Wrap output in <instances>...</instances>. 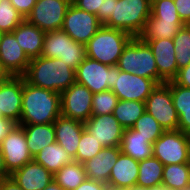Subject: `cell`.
I'll return each mask as SVG.
<instances>
[{"label":"cell","instance_id":"5","mask_svg":"<svg viewBox=\"0 0 190 190\" xmlns=\"http://www.w3.org/2000/svg\"><path fill=\"white\" fill-rule=\"evenodd\" d=\"M150 0H114L110 18L103 24L137 37L151 15Z\"/></svg>","mask_w":190,"mask_h":190},{"label":"cell","instance_id":"10","mask_svg":"<svg viewBox=\"0 0 190 190\" xmlns=\"http://www.w3.org/2000/svg\"><path fill=\"white\" fill-rule=\"evenodd\" d=\"M72 0H37L26 20L44 32L62 29Z\"/></svg>","mask_w":190,"mask_h":190},{"label":"cell","instance_id":"20","mask_svg":"<svg viewBox=\"0 0 190 190\" xmlns=\"http://www.w3.org/2000/svg\"><path fill=\"white\" fill-rule=\"evenodd\" d=\"M22 190H44L53 181V174L34 160L10 175Z\"/></svg>","mask_w":190,"mask_h":190},{"label":"cell","instance_id":"51","mask_svg":"<svg viewBox=\"0 0 190 190\" xmlns=\"http://www.w3.org/2000/svg\"><path fill=\"white\" fill-rule=\"evenodd\" d=\"M44 190H63L54 180Z\"/></svg>","mask_w":190,"mask_h":190},{"label":"cell","instance_id":"25","mask_svg":"<svg viewBox=\"0 0 190 190\" xmlns=\"http://www.w3.org/2000/svg\"><path fill=\"white\" fill-rule=\"evenodd\" d=\"M120 148L123 154L137 161H142L153 156V144L147 138L139 135V132L133 128L124 129Z\"/></svg>","mask_w":190,"mask_h":190},{"label":"cell","instance_id":"52","mask_svg":"<svg viewBox=\"0 0 190 190\" xmlns=\"http://www.w3.org/2000/svg\"><path fill=\"white\" fill-rule=\"evenodd\" d=\"M190 168V137H189V143L187 146V162H186Z\"/></svg>","mask_w":190,"mask_h":190},{"label":"cell","instance_id":"39","mask_svg":"<svg viewBox=\"0 0 190 190\" xmlns=\"http://www.w3.org/2000/svg\"><path fill=\"white\" fill-rule=\"evenodd\" d=\"M72 3L81 10L97 15L102 10L103 0H72Z\"/></svg>","mask_w":190,"mask_h":190},{"label":"cell","instance_id":"45","mask_svg":"<svg viewBox=\"0 0 190 190\" xmlns=\"http://www.w3.org/2000/svg\"><path fill=\"white\" fill-rule=\"evenodd\" d=\"M107 188V184L87 178L78 188L74 190H107Z\"/></svg>","mask_w":190,"mask_h":190},{"label":"cell","instance_id":"37","mask_svg":"<svg viewBox=\"0 0 190 190\" xmlns=\"http://www.w3.org/2000/svg\"><path fill=\"white\" fill-rule=\"evenodd\" d=\"M151 15L156 19L181 20L173 0H157L151 5Z\"/></svg>","mask_w":190,"mask_h":190},{"label":"cell","instance_id":"38","mask_svg":"<svg viewBox=\"0 0 190 190\" xmlns=\"http://www.w3.org/2000/svg\"><path fill=\"white\" fill-rule=\"evenodd\" d=\"M171 95L178 115L181 113V109H190V88L177 85L171 80Z\"/></svg>","mask_w":190,"mask_h":190},{"label":"cell","instance_id":"32","mask_svg":"<svg viewBox=\"0 0 190 190\" xmlns=\"http://www.w3.org/2000/svg\"><path fill=\"white\" fill-rule=\"evenodd\" d=\"M178 70L190 63V25L182 26L173 38Z\"/></svg>","mask_w":190,"mask_h":190},{"label":"cell","instance_id":"11","mask_svg":"<svg viewBox=\"0 0 190 190\" xmlns=\"http://www.w3.org/2000/svg\"><path fill=\"white\" fill-rule=\"evenodd\" d=\"M93 93L77 82L60 93L61 115L85 123L92 116Z\"/></svg>","mask_w":190,"mask_h":190},{"label":"cell","instance_id":"46","mask_svg":"<svg viewBox=\"0 0 190 190\" xmlns=\"http://www.w3.org/2000/svg\"><path fill=\"white\" fill-rule=\"evenodd\" d=\"M16 125L13 121L0 117V146L2 140L6 137V135L12 130V128Z\"/></svg>","mask_w":190,"mask_h":190},{"label":"cell","instance_id":"21","mask_svg":"<svg viewBox=\"0 0 190 190\" xmlns=\"http://www.w3.org/2000/svg\"><path fill=\"white\" fill-rule=\"evenodd\" d=\"M120 152V146L104 147L95 157L84 162L87 178L108 184L111 170Z\"/></svg>","mask_w":190,"mask_h":190},{"label":"cell","instance_id":"34","mask_svg":"<svg viewBox=\"0 0 190 190\" xmlns=\"http://www.w3.org/2000/svg\"><path fill=\"white\" fill-rule=\"evenodd\" d=\"M103 148L104 146L85 129L82 132L77 154L73 160L83 164L87 160L95 157Z\"/></svg>","mask_w":190,"mask_h":190},{"label":"cell","instance_id":"33","mask_svg":"<svg viewBox=\"0 0 190 190\" xmlns=\"http://www.w3.org/2000/svg\"><path fill=\"white\" fill-rule=\"evenodd\" d=\"M132 128L138 131L139 135L147 138L151 144L165 132L158 121L146 111L136 120Z\"/></svg>","mask_w":190,"mask_h":190},{"label":"cell","instance_id":"43","mask_svg":"<svg viewBox=\"0 0 190 190\" xmlns=\"http://www.w3.org/2000/svg\"><path fill=\"white\" fill-rule=\"evenodd\" d=\"M173 81L182 87L190 88V63L178 70L177 76L173 79Z\"/></svg>","mask_w":190,"mask_h":190},{"label":"cell","instance_id":"35","mask_svg":"<svg viewBox=\"0 0 190 190\" xmlns=\"http://www.w3.org/2000/svg\"><path fill=\"white\" fill-rule=\"evenodd\" d=\"M24 20L9 0H0V31L11 33Z\"/></svg>","mask_w":190,"mask_h":190},{"label":"cell","instance_id":"4","mask_svg":"<svg viewBox=\"0 0 190 190\" xmlns=\"http://www.w3.org/2000/svg\"><path fill=\"white\" fill-rule=\"evenodd\" d=\"M119 70L154 80L157 84L166 81L158 74L155 57L150 46L133 37L124 47L117 63Z\"/></svg>","mask_w":190,"mask_h":190},{"label":"cell","instance_id":"36","mask_svg":"<svg viewBox=\"0 0 190 190\" xmlns=\"http://www.w3.org/2000/svg\"><path fill=\"white\" fill-rule=\"evenodd\" d=\"M118 101V97L112 90L93 94L92 115L112 114Z\"/></svg>","mask_w":190,"mask_h":190},{"label":"cell","instance_id":"47","mask_svg":"<svg viewBox=\"0 0 190 190\" xmlns=\"http://www.w3.org/2000/svg\"><path fill=\"white\" fill-rule=\"evenodd\" d=\"M0 190H22L21 187L9 176L0 180Z\"/></svg>","mask_w":190,"mask_h":190},{"label":"cell","instance_id":"18","mask_svg":"<svg viewBox=\"0 0 190 190\" xmlns=\"http://www.w3.org/2000/svg\"><path fill=\"white\" fill-rule=\"evenodd\" d=\"M155 57L158 74L166 81L173 80L178 73L173 39H145Z\"/></svg>","mask_w":190,"mask_h":190},{"label":"cell","instance_id":"44","mask_svg":"<svg viewBox=\"0 0 190 190\" xmlns=\"http://www.w3.org/2000/svg\"><path fill=\"white\" fill-rule=\"evenodd\" d=\"M178 117V130L190 135V109H181V113L178 115Z\"/></svg>","mask_w":190,"mask_h":190},{"label":"cell","instance_id":"23","mask_svg":"<svg viewBox=\"0 0 190 190\" xmlns=\"http://www.w3.org/2000/svg\"><path fill=\"white\" fill-rule=\"evenodd\" d=\"M11 33L30 60L41 56L46 32L24 19Z\"/></svg>","mask_w":190,"mask_h":190},{"label":"cell","instance_id":"22","mask_svg":"<svg viewBox=\"0 0 190 190\" xmlns=\"http://www.w3.org/2000/svg\"><path fill=\"white\" fill-rule=\"evenodd\" d=\"M139 175V161L120 152L110 173L108 186L128 188L136 186Z\"/></svg>","mask_w":190,"mask_h":190},{"label":"cell","instance_id":"31","mask_svg":"<svg viewBox=\"0 0 190 190\" xmlns=\"http://www.w3.org/2000/svg\"><path fill=\"white\" fill-rule=\"evenodd\" d=\"M164 165L155 157L139 161V175L136 185L149 188L162 184Z\"/></svg>","mask_w":190,"mask_h":190},{"label":"cell","instance_id":"6","mask_svg":"<svg viewBox=\"0 0 190 190\" xmlns=\"http://www.w3.org/2000/svg\"><path fill=\"white\" fill-rule=\"evenodd\" d=\"M41 56L58 58L76 70L86 58L85 45L74 41L62 29L46 32Z\"/></svg>","mask_w":190,"mask_h":190},{"label":"cell","instance_id":"27","mask_svg":"<svg viewBox=\"0 0 190 190\" xmlns=\"http://www.w3.org/2000/svg\"><path fill=\"white\" fill-rule=\"evenodd\" d=\"M33 160L36 163L44 166L53 175L58 172L63 166L73 161V158L68 152L60 146L57 142L47 145L39 153H37Z\"/></svg>","mask_w":190,"mask_h":190},{"label":"cell","instance_id":"2","mask_svg":"<svg viewBox=\"0 0 190 190\" xmlns=\"http://www.w3.org/2000/svg\"><path fill=\"white\" fill-rule=\"evenodd\" d=\"M33 86L62 93L76 82L75 70L58 58L39 56L30 60L23 75Z\"/></svg>","mask_w":190,"mask_h":190},{"label":"cell","instance_id":"30","mask_svg":"<svg viewBox=\"0 0 190 190\" xmlns=\"http://www.w3.org/2000/svg\"><path fill=\"white\" fill-rule=\"evenodd\" d=\"M145 111V102L119 100L112 114L124 129H129Z\"/></svg>","mask_w":190,"mask_h":190},{"label":"cell","instance_id":"8","mask_svg":"<svg viewBox=\"0 0 190 190\" xmlns=\"http://www.w3.org/2000/svg\"><path fill=\"white\" fill-rule=\"evenodd\" d=\"M76 82L93 94L111 90L115 85V66H108L86 57L75 70Z\"/></svg>","mask_w":190,"mask_h":190},{"label":"cell","instance_id":"13","mask_svg":"<svg viewBox=\"0 0 190 190\" xmlns=\"http://www.w3.org/2000/svg\"><path fill=\"white\" fill-rule=\"evenodd\" d=\"M102 25L95 14L81 10L71 3L66 11L62 30L74 41L85 45Z\"/></svg>","mask_w":190,"mask_h":190},{"label":"cell","instance_id":"48","mask_svg":"<svg viewBox=\"0 0 190 190\" xmlns=\"http://www.w3.org/2000/svg\"><path fill=\"white\" fill-rule=\"evenodd\" d=\"M10 174L7 172L5 165H4V158L3 155L1 153V149H0V180L9 177Z\"/></svg>","mask_w":190,"mask_h":190},{"label":"cell","instance_id":"29","mask_svg":"<svg viewBox=\"0 0 190 190\" xmlns=\"http://www.w3.org/2000/svg\"><path fill=\"white\" fill-rule=\"evenodd\" d=\"M162 184L171 190H190V168L188 164L164 166Z\"/></svg>","mask_w":190,"mask_h":190},{"label":"cell","instance_id":"40","mask_svg":"<svg viewBox=\"0 0 190 190\" xmlns=\"http://www.w3.org/2000/svg\"><path fill=\"white\" fill-rule=\"evenodd\" d=\"M178 15L184 24L190 25V0H173Z\"/></svg>","mask_w":190,"mask_h":190},{"label":"cell","instance_id":"14","mask_svg":"<svg viewBox=\"0 0 190 190\" xmlns=\"http://www.w3.org/2000/svg\"><path fill=\"white\" fill-rule=\"evenodd\" d=\"M115 85L112 92L119 100H135L145 102L157 83L148 78L124 72L115 66Z\"/></svg>","mask_w":190,"mask_h":190},{"label":"cell","instance_id":"1","mask_svg":"<svg viewBox=\"0 0 190 190\" xmlns=\"http://www.w3.org/2000/svg\"><path fill=\"white\" fill-rule=\"evenodd\" d=\"M61 115L60 93L27 83L23 77L19 124H50Z\"/></svg>","mask_w":190,"mask_h":190},{"label":"cell","instance_id":"50","mask_svg":"<svg viewBox=\"0 0 190 190\" xmlns=\"http://www.w3.org/2000/svg\"><path fill=\"white\" fill-rule=\"evenodd\" d=\"M11 77L8 71L4 68L3 64L0 62V83L5 82Z\"/></svg>","mask_w":190,"mask_h":190},{"label":"cell","instance_id":"17","mask_svg":"<svg viewBox=\"0 0 190 190\" xmlns=\"http://www.w3.org/2000/svg\"><path fill=\"white\" fill-rule=\"evenodd\" d=\"M0 62L11 76H23L30 59L12 33H3L0 43Z\"/></svg>","mask_w":190,"mask_h":190},{"label":"cell","instance_id":"41","mask_svg":"<svg viewBox=\"0 0 190 190\" xmlns=\"http://www.w3.org/2000/svg\"><path fill=\"white\" fill-rule=\"evenodd\" d=\"M24 19L31 13L37 0H9Z\"/></svg>","mask_w":190,"mask_h":190},{"label":"cell","instance_id":"28","mask_svg":"<svg viewBox=\"0 0 190 190\" xmlns=\"http://www.w3.org/2000/svg\"><path fill=\"white\" fill-rule=\"evenodd\" d=\"M87 179L84 165L77 161H72L63 166L53 175V180L63 190H74Z\"/></svg>","mask_w":190,"mask_h":190},{"label":"cell","instance_id":"7","mask_svg":"<svg viewBox=\"0 0 190 190\" xmlns=\"http://www.w3.org/2000/svg\"><path fill=\"white\" fill-rule=\"evenodd\" d=\"M145 110L167 130H178L179 117L171 95V81L157 84L145 101Z\"/></svg>","mask_w":190,"mask_h":190},{"label":"cell","instance_id":"26","mask_svg":"<svg viewBox=\"0 0 190 190\" xmlns=\"http://www.w3.org/2000/svg\"><path fill=\"white\" fill-rule=\"evenodd\" d=\"M184 25L182 20L156 19L150 15L137 37L142 41L145 39H173L179 29Z\"/></svg>","mask_w":190,"mask_h":190},{"label":"cell","instance_id":"9","mask_svg":"<svg viewBox=\"0 0 190 190\" xmlns=\"http://www.w3.org/2000/svg\"><path fill=\"white\" fill-rule=\"evenodd\" d=\"M190 135L180 130H167L153 143V157L164 166L187 162V146Z\"/></svg>","mask_w":190,"mask_h":190},{"label":"cell","instance_id":"49","mask_svg":"<svg viewBox=\"0 0 190 190\" xmlns=\"http://www.w3.org/2000/svg\"><path fill=\"white\" fill-rule=\"evenodd\" d=\"M131 190H171L169 188H167L165 185L161 184V185H155L149 188H145V187H140V186H134L131 188Z\"/></svg>","mask_w":190,"mask_h":190},{"label":"cell","instance_id":"42","mask_svg":"<svg viewBox=\"0 0 190 190\" xmlns=\"http://www.w3.org/2000/svg\"><path fill=\"white\" fill-rule=\"evenodd\" d=\"M114 8V0H103L102 10L97 12V19L104 24L111 16Z\"/></svg>","mask_w":190,"mask_h":190},{"label":"cell","instance_id":"3","mask_svg":"<svg viewBox=\"0 0 190 190\" xmlns=\"http://www.w3.org/2000/svg\"><path fill=\"white\" fill-rule=\"evenodd\" d=\"M132 38L125 31L102 25L85 44L86 57L108 66H117L124 47Z\"/></svg>","mask_w":190,"mask_h":190},{"label":"cell","instance_id":"54","mask_svg":"<svg viewBox=\"0 0 190 190\" xmlns=\"http://www.w3.org/2000/svg\"><path fill=\"white\" fill-rule=\"evenodd\" d=\"M2 35H3V32L0 31V43H1Z\"/></svg>","mask_w":190,"mask_h":190},{"label":"cell","instance_id":"19","mask_svg":"<svg viewBox=\"0 0 190 190\" xmlns=\"http://www.w3.org/2000/svg\"><path fill=\"white\" fill-rule=\"evenodd\" d=\"M56 142L62 146L71 158H75L82 132L83 122L60 115L54 122Z\"/></svg>","mask_w":190,"mask_h":190},{"label":"cell","instance_id":"15","mask_svg":"<svg viewBox=\"0 0 190 190\" xmlns=\"http://www.w3.org/2000/svg\"><path fill=\"white\" fill-rule=\"evenodd\" d=\"M85 129L104 147H119L124 128L113 114L92 115L85 123Z\"/></svg>","mask_w":190,"mask_h":190},{"label":"cell","instance_id":"24","mask_svg":"<svg viewBox=\"0 0 190 190\" xmlns=\"http://www.w3.org/2000/svg\"><path fill=\"white\" fill-rule=\"evenodd\" d=\"M25 131V138L32 157L47 145L56 142L54 124H18Z\"/></svg>","mask_w":190,"mask_h":190},{"label":"cell","instance_id":"16","mask_svg":"<svg viewBox=\"0 0 190 190\" xmlns=\"http://www.w3.org/2000/svg\"><path fill=\"white\" fill-rule=\"evenodd\" d=\"M23 76H11L0 83V117L19 124L22 108Z\"/></svg>","mask_w":190,"mask_h":190},{"label":"cell","instance_id":"53","mask_svg":"<svg viewBox=\"0 0 190 190\" xmlns=\"http://www.w3.org/2000/svg\"><path fill=\"white\" fill-rule=\"evenodd\" d=\"M107 190H131V189L108 186Z\"/></svg>","mask_w":190,"mask_h":190},{"label":"cell","instance_id":"12","mask_svg":"<svg viewBox=\"0 0 190 190\" xmlns=\"http://www.w3.org/2000/svg\"><path fill=\"white\" fill-rule=\"evenodd\" d=\"M0 149L5 168L10 175L26 163L33 161L25 138V131L21 125L16 124L12 128L2 140Z\"/></svg>","mask_w":190,"mask_h":190}]
</instances>
